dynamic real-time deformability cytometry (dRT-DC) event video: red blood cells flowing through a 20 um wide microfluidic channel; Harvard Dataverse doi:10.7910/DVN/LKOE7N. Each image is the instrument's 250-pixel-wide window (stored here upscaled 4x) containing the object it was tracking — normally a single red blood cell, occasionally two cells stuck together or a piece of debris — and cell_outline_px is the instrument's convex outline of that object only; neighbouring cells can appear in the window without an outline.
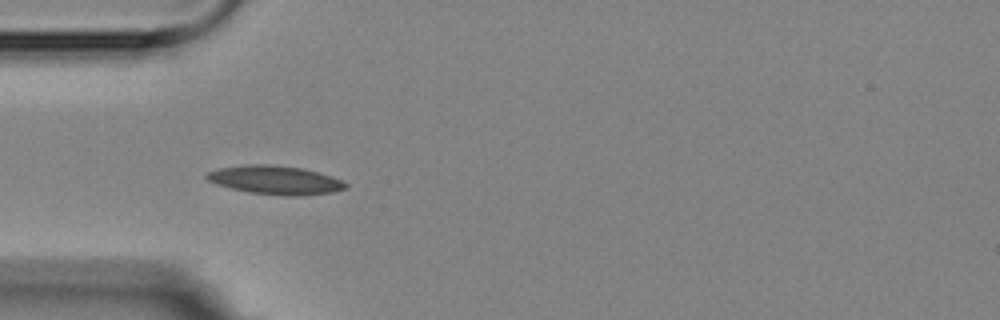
{"species": "Egyptian fruit bat (a non-hibernating species)", "species_latin": "Rousettus aegyptiacus", "temperature_condition": "room temperature", "stored_images_in_passage": 5, "camera_frame_rate_fps": 3000, "um_per_image_px": 0.085, "animal": {"sex": "female"}, "frame": {"image": 1, "passage_image": 4, "time_ms": 4.333, "image_size_px": [1000, 320], "cell_outline_px": [[348, 188], [332, 192], [300, 196], [284, 196], [248, 192], [216, 184], [208, 180], [204, 176], [208, 172], [220, 168], [248, 164], [272, 164], [304, 168], [320, 172], [332, 176], [348, 184]], "centroid_in_image_um": [23.43, 15.3], "position_along_channel_um": 61.6, "area_um2": 23.35}}
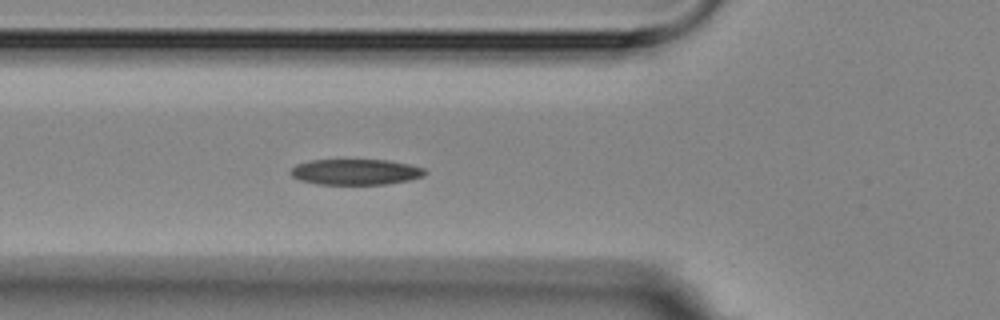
{"frame": {"image": 2, "passage_image": 5, "time_ms": 5.333, "image_size_px": [1000, 320], "cell_outline_px": [[428, 172], [424, 176], [408, 180], [384, 184], [316, 184], [300, 180], [292, 176], [288, 172], [296, 164], [308, 160], [388, 160], [408, 164], [424, 168]], "centroid_in_image_um": [30.2, 14.61], "position_along_channel_um": 95.6, "area_um2": 20.17}}